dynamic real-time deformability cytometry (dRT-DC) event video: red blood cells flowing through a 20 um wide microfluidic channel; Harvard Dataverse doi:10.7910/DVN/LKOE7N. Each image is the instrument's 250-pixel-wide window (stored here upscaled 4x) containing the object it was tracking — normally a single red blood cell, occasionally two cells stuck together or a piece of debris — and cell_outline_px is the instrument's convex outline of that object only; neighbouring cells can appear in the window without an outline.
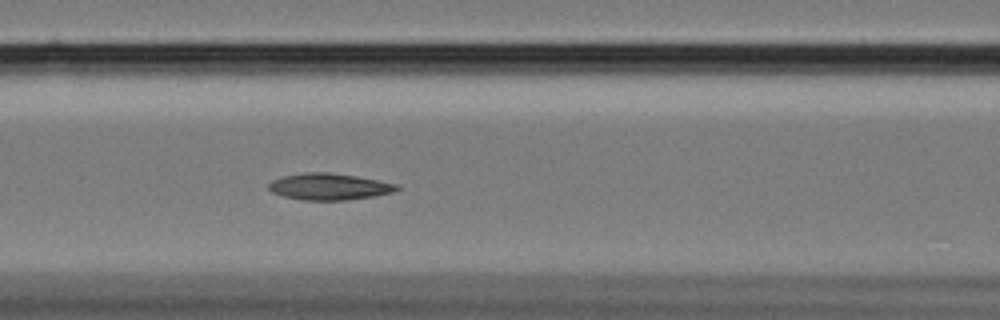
{"species": "Egyptian fruit bat (a non-hibernating species)", "species_latin": "Rousettus aegyptiacus", "temperature_condition": "cold", "stored_images_in_passage": 60, "camera_frame_rate_fps": 3000, "um_per_image_px": 0.085, "animal": {"sex": "female"}, "frame": {"image": 1, "passage_image": 25, "time_ms": 8.0, "image_size_px": [1000, 320], "cell_outline_px": [[400, 188], [392, 192], [372, 196], [348, 200], [304, 200], [284, 196], [272, 192], [268, 188], [268, 184], [272, 180], [284, 176], [304, 172], [328, 172], [356, 176], [400, 184]], "centroid_in_image_um": [27.98, 15.86], "position_along_channel_um": 138.6, "area_um2": 19.77}}
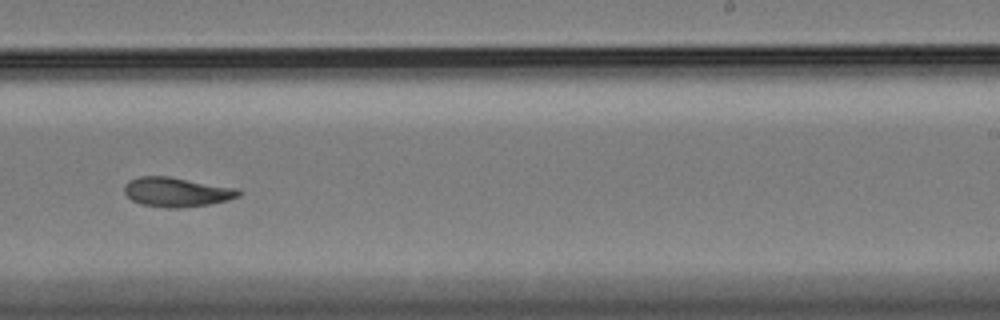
{"frame": {"image": 2, "passage_image": 37, "time_ms": 12.0, "image_size_px": [1000, 320], "cell_outline_px": [[240, 196], [228, 200], [208, 204], [180, 208], [164, 208], [140, 204], [132, 200], [124, 192], [124, 184], [128, 180], [140, 176], [168, 176], [236, 188], [240, 192]], "centroid_in_image_um": [14.97, 16.32], "position_along_channel_um": 274.0, "area_um2": 19.59}}
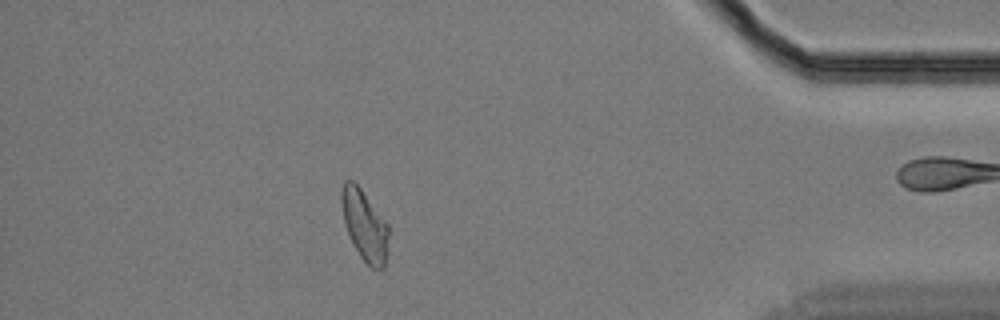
{"frame": {"image": 3, "passage_image": 52, "time_ms": 17.0, "image_size_px": [1000, 320], "cell_outline_px": [[388, 252], [384, 268], [372, 268], [360, 256], [352, 244], [344, 224], [340, 200], [340, 192], [344, 180], [352, 180], [360, 188], [388, 224]], "centroid_in_image_um": [30.97, 19.15], "position_along_channel_um": 404.2, "area_um2": 19.48}, "authors_computed_cell_mechanics": {"area_um2": 19.9699, "velocity_mm_per_s": 3.3973, "shape_relaxation_time_tau1_ms": 8.7039, "shape_relaxation_time_tau2_ms": 5.8418, "deformation_change_tau1": 0.1966, "deformation_change_tau2": 0.1295}}